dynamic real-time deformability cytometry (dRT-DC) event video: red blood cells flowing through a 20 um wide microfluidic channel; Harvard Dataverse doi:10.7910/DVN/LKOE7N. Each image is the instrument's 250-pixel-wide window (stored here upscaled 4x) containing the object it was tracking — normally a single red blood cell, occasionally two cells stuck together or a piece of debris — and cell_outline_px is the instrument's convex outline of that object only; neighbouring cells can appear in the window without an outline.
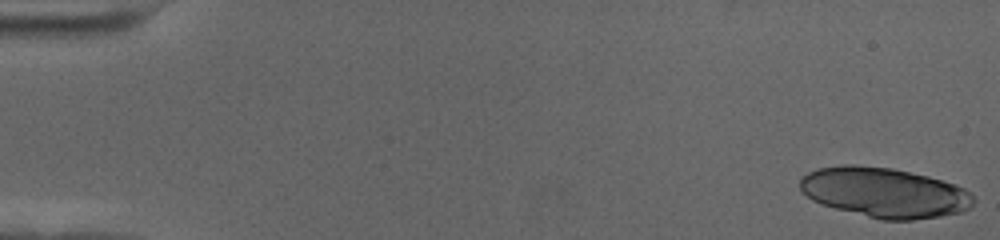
{"species": "human", "species_latin": "Homo sapiens", "temperature_condition": "cold", "stored_images_in_passage": 19, "camera_frame_rate_fps": 3000, "um_per_image_px": 0.085, "donor": {"sex": "female"}, "frame": {"image": 1, "passage_image": 1, "time_ms": 0.0, "image_size_px": [1000, 240], "cell_outline_px": [[976, 200], [972, 208], [964, 212], [940, 216], [912, 220], [880, 220], [836, 208], [812, 200], [800, 188], [800, 176], [808, 172], [820, 168], [844, 164], [856, 164], [892, 168], [928, 176], [956, 184], [964, 188]], "centroid_in_image_um": [75.21, 16.36], "position_along_channel_um": 9.8, "area_um2": 50.63}}